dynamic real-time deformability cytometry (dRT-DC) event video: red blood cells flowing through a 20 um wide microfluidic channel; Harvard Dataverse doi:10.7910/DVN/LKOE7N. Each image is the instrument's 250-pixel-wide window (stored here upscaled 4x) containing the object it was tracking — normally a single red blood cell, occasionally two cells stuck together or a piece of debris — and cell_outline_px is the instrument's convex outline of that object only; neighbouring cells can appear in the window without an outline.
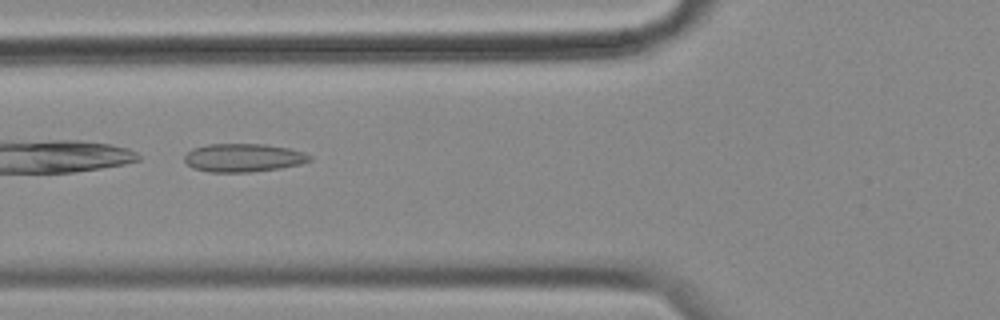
{"species": "common noctule bat (a hibernating species)", "species_latin": "Nyctalus noctula", "temperature_condition": "cold", "stored_images_in_passage": 31, "camera_frame_rate_fps": 3000, "um_per_image_px": 0.085, "animal": {"sex": "female", "body_mass_g": 18.4}, "frame": {"image": 1, "passage_image": 2, "time_ms": 0.333, "image_size_px": [1000, 320], "cell_outline_px": [[312, 160], [300, 164], [280, 168], [248, 172], [208, 172], [192, 168], [184, 160], [184, 156], [192, 148], [208, 144], [264, 144], [288, 148], [304, 152], [312, 156]], "centroid_in_image_um": [20.68, 13.41], "position_along_channel_um": 105.1, "area_um2": 20.69}}
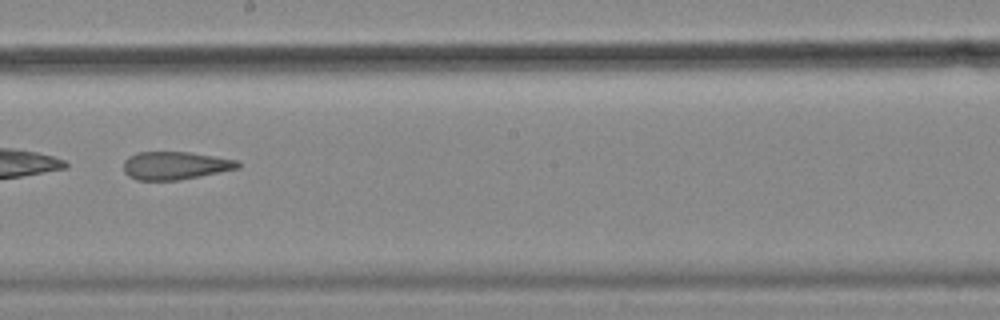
{"frame": {"image": 2, "passage_image": 13, "time_ms": 4.0, "image_size_px": [1000, 320], "cell_outline_px": [[240, 168], [180, 180], [136, 180], [128, 176], [124, 172], [124, 160], [128, 156], [136, 152], [192, 152], [240, 160]], "centroid_in_image_um": [14.9, 14.06], "position_along_channel_um": 233.3, "area_um2": 18.9}}
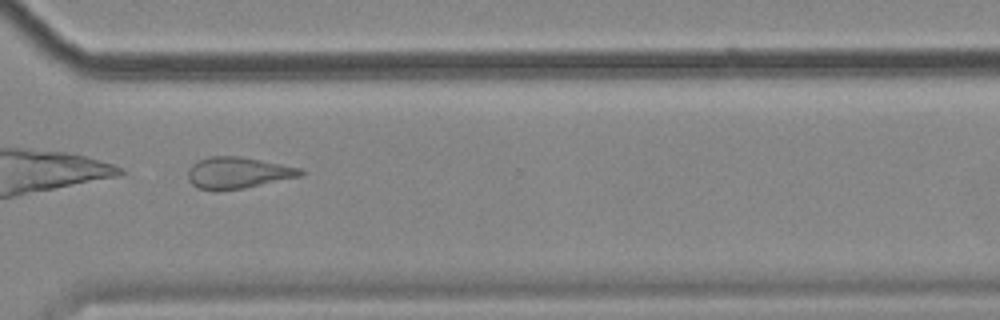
{"frame": {"image": 3, "passage_image": 23, "time_ms": 7.333, "image_size_px": [1000, 320], "cell_outline_px": [[304, 172], [300, 176], [244, 188], [196, 188], [188, 180], [188, 168], [192, 164], [208, 156], [240, 156], [304, 168]], "centroid_in_image_um": [20.24, 14.65], "position_along_channel_um": 350.4, "area_um2": 20.23}}